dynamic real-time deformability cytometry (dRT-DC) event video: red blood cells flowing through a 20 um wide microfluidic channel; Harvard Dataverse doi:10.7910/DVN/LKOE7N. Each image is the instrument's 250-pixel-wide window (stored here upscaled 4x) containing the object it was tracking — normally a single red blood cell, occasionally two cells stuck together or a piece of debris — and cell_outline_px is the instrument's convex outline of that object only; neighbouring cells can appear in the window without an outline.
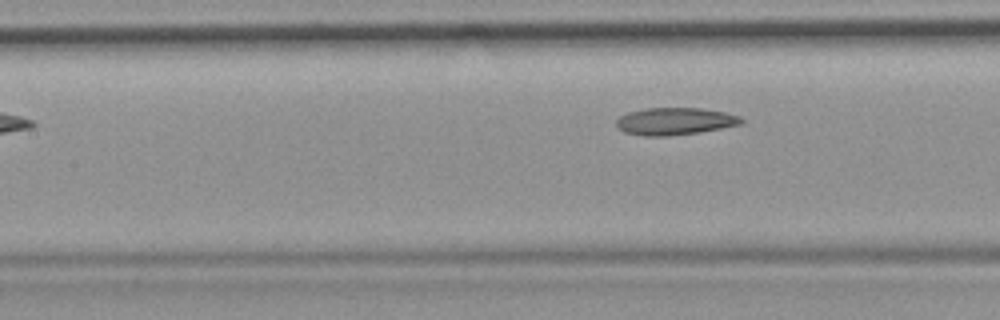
{"species": "common noctule bat (a hibernating species)", "species_latin": "Nyctalus noctula", "temperature_condition": "room temperature", "stored_images_in_passage": 6, "camera_frame_rate_fps": 3000, "um_per_image_px": 0.085, "animal": {"sex": "female", "body_mass_g": 19.9}, "frame": {"image": 1, "passage_image": 6, "time_ms": 5.667, "image_size_px": [1000, 320], "cell_outline_px": [[744, 120], [740, 124], [700, 132], [668, 136], [644, 136], [624, 132], [616, 128], [616, 120], [620, 116], [628, 112], [644, 108], [700, 108], [724, 112], [740, 116]], "centroid_in_image_um": [57.32, 10.31], "position_along_channel_um": 150.1, "area_um2": 19.88}}